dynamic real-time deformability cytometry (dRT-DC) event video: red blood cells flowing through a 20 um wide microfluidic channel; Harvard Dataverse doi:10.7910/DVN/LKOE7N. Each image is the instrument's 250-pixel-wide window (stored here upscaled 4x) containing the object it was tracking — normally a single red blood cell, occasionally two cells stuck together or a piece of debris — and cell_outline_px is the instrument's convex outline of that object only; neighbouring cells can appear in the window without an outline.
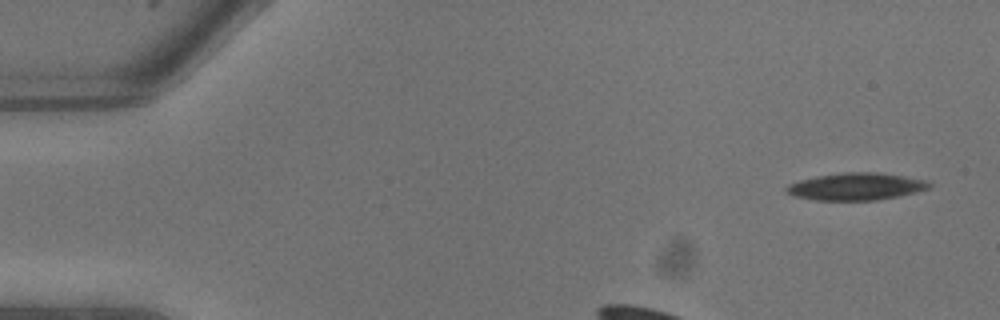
{"species": "common noctule bat (a hibernating species)", "species_latin": "Nyctalus noctula", "temperature_condition": "warm", "stored_images_in_passage": 5, "camera_frame_rate_fps": 3000, "um_per_image_px": 0.085, "animal": {"sex": "male", "body_mass_g": 13.3}, "frame": {"image": 1, "passage_image": 1, "time_ms": 0.0, "image_size_px": [1000, 320], "cell_outline_px": [[932, 188], [900, 196], [876, 200], [816, 200], [792, 196], [784, 188], [788, 184], [800, 180], [820, 176], [844, 172], [876, 172], [904, 176], [928, 180], [932, 184]], "centroid_in_image_um": [72.82, 15.86], "position_along_channel_um": 12.2, "area_um2": 22.72}}